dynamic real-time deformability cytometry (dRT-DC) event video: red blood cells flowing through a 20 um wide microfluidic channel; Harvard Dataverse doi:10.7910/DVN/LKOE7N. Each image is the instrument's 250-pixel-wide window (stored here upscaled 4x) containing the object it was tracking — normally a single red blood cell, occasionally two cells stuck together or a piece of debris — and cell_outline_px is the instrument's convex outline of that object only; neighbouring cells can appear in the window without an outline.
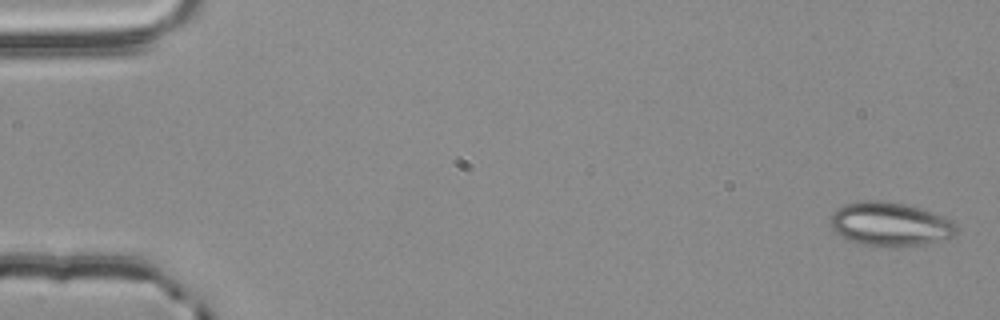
{"species": "common noctule bat (a hibernating species)", "species_latin": "Nyctalus noctula", "temperature_condition": "room temperature", "stored_images_in_passage": 4, "camera_frame_rate_fps": 3000, "um_per_image_px": 0.085, "animal": {"sex": "male", "body_mass_g": 20.4}, "frame": {"image": 1, "passage_image": 1, "time_ms": 0.0, "image_size_px": [1000, 320], "cell_outline_px": [[956, 236], [944, 240], [924, 244], [896, 248], [876, 248], [856, 244], [840, 236], [832, 228], [828, 220], [836, 208], [844, 204], [868, 200], [884, 200], [904, 204], [920, 208], [944, 216], [952, 220], [956, 224]], "centroid_in_image_um": [75.64, 19.09], "position_along_channel_um": 9.4, "area_um2": 33.18}}